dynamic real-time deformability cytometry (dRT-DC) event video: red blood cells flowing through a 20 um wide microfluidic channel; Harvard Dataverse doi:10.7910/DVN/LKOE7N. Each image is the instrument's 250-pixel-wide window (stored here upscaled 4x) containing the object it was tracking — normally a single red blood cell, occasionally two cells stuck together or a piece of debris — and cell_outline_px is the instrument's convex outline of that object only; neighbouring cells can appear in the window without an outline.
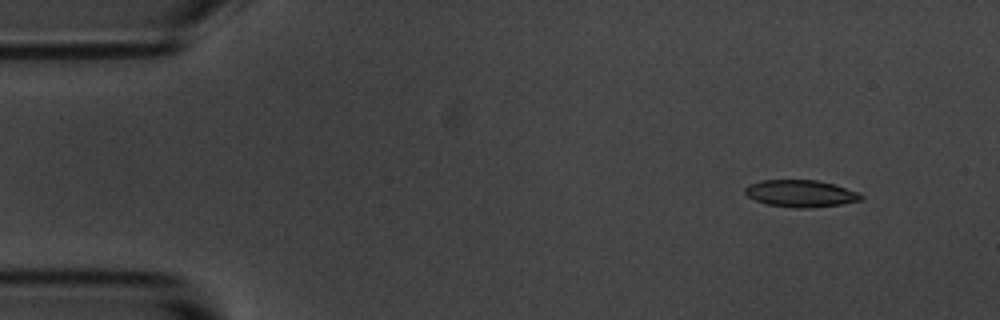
{"species": "common noctule bat (a hibernating species)", "species_latin": "Nyctalus noctula", "temperature_condition": "room temperature", "stored_images_in_passage": 4, "camera_frame_rate_fps": 3000, "um_per_image_px": 0.085, "animal": {"sex": "male", "body_mass_g": 20.1, "forearm_length_mm": 53.5}, "frame": {"image": 1, "passage_image": 2, "time_ms": 0.333, "image_size_px": [1000, 320], "cell_outline_px": [[864, 196], [860, 200], [840, 204], [804, 208], [796, 208], [768, 204], [756, 200], [748, 196], [744, 192], [744, 188], [748, 184], [760, 180], [816, 180], [832, 184], [860, 192]], "centroid_in_image_um": [68.04, 16.43], "position_along_channel_um": 17.0, "area_um2": 18.09}}